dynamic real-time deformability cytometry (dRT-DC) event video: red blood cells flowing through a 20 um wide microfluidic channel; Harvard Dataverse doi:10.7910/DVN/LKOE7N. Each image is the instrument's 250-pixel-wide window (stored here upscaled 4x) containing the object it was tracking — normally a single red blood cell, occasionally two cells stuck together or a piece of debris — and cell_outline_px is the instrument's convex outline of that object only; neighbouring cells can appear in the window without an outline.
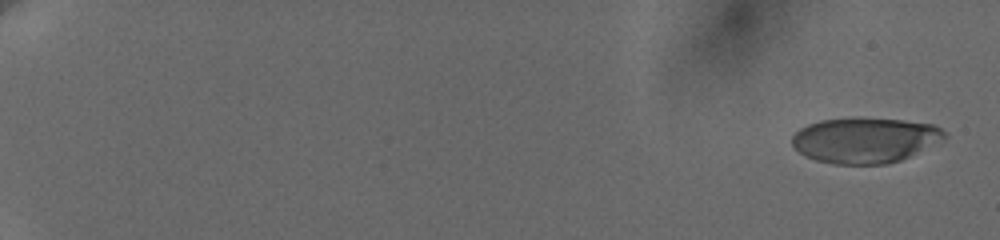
{"species": "human", "species_latin": "Homo sapiens", "temperature_condition": "cold", "stored_images_in_passage": 9, "camera_frame_rate_fps": 3000, "um_per_image_px": 0.085, "donor": {"sex": "female"}, "frame": {"image": 1, "passage_image": 1, "time_ms": 0.0, "image_size_px": [1000, 240], "cell_outline_px": [[944, 136], [908, 156], [900, 160], [884, 164], [836, 164], [816, 160], [804, 156], [792, 144], [792, 136], [800, 128], [808, 124], [820, 120], [856, 116], [900, 120], [932, 124], [940, 128], [944, 132]], "centroid_in_image_um": [73.41, 11.89], "position_along_channel_um": 11.6, "area_um2": 39.88}}
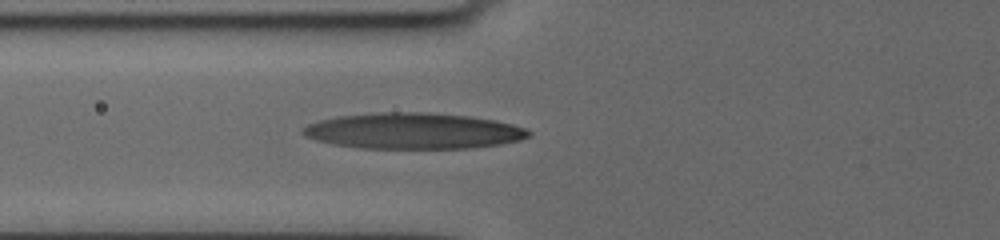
{"frame": {"image": 2, "passage_image": 9, "time_ms": 8.0, "image_size_px": [1000, 240], "cell_outline_px": [[532, 132], [528, 136], [520, 140], [500, 144], [468, 148], [360, 148], [332, 144], [316, 140], [304, 136], [300, 132], [300, 128], [308, 124], [320, 120], [340, 116], [380, 112], [420, 112], [468, 116], [492, 120], [512, 124], [524, 128]], "centroid_in_image_um": [35.07, 11.13], "position_along_channel_um": 90.7, "area_um2": 47.11}}